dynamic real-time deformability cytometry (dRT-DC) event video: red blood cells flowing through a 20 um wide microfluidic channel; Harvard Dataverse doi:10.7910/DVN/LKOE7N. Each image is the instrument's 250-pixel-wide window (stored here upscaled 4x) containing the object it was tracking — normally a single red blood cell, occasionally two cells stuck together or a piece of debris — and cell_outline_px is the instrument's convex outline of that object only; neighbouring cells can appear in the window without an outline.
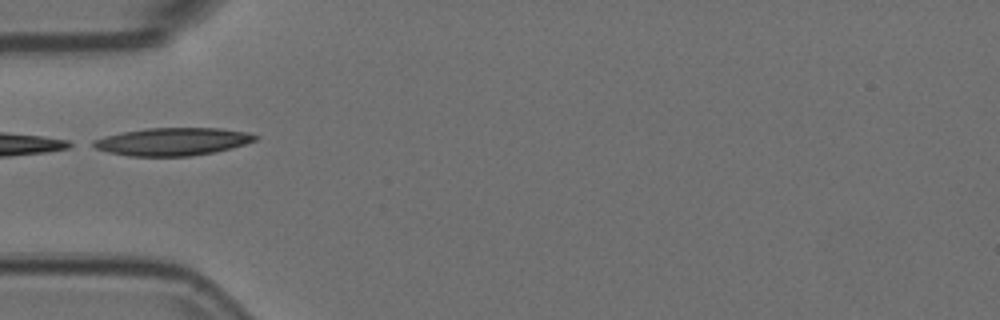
{"species": "Egyptian fruit bat (a non-hibernating species)", "species_latin": "Rousettus aegyptiacus", "temperature_condition": "room temperature", "stored_images_in_passage": 5, "camera_frame_rate_fps": 3000, "um_per_image_px": 0.085, "animal": {"sex": "female"}, "frame": {"image": 1, "passage_image": 5, "time_ms": 1.333, "image_size_px": [1000, 320], "cell_outline_px": [[260, 136], [256, 140], [232, 148], [216, 152], [188, 156], [128, 156], [108, 152], [96, 148], [88, 144], [92, 140], [104, 136], [144, 128], [220, 128], [248, 132]], "centroid_in_image_um": [14.66, 12.03], "position_along_channel_um": 70.3, "area_um2": 26.36}}